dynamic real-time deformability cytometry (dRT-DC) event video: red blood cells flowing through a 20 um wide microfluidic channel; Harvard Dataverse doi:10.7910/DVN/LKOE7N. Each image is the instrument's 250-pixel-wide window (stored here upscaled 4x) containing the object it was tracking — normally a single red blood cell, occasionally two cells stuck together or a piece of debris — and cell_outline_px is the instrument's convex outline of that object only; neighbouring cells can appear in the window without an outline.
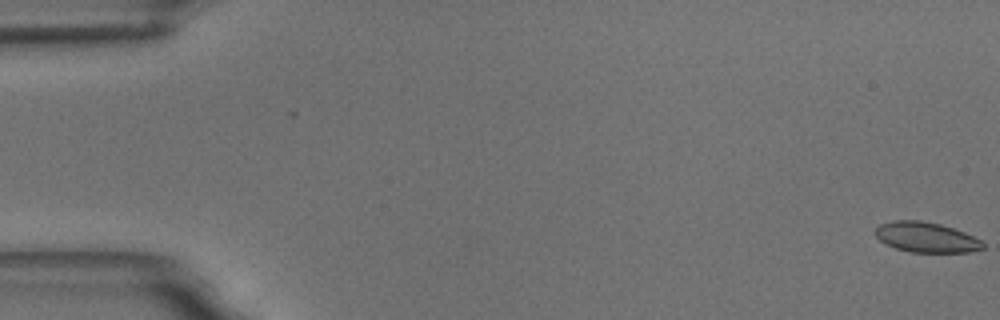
{"species": "common noctule bat (a hibernating species)", "species_latin": "Nyctalus noctula", "temperature_condition": "room temperature", "stored_images_in_passage": 29, "camera_frame_rate_fps": 3000, "um_per_image_px": 0.085, "animal": {"sex": "male", "body_mass_g": 18.8}, "frame": {"image": 1, "passage_image": 1, "time_ms": 0.0, "image_size_px": [1000, 320], "cell_outline_px": [[984, 248], [972, 252], [912, 252], [896, 248], [884, 244], [876, 236], [876, 228], [880, 224], [892, 220], [920, 220], [940, 224], [964, 232], [980, 240], [984, 244]], "centroid_in_image_um": [78.71, 20.17], "position_along_channel_um": 6.3, "area_um2": 18.84}}
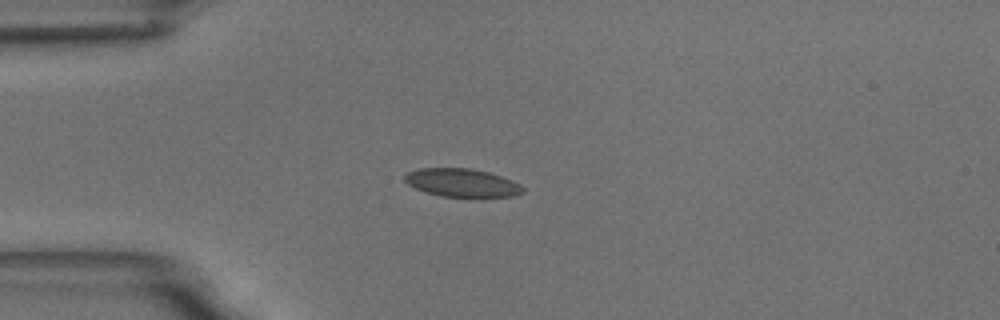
{"frame": {"image": 2, "passage_image": 16, "time_ms": 5.0, "image_size_px": [1000, 320], "cell_outline_px": [[524, 192], [516, 196], [476, 200], [440, 196], [416, 188], [408, 184], [404, 180], [404, 176], [408, 172], [420, 168], [472, 168], [488, 172], [512, 180], [520, 184], [524, 188]], "centroid_in_image_um": [39.35, 15.59], "position_along_channel_um": 45.6, "area_um2": 20.29}}
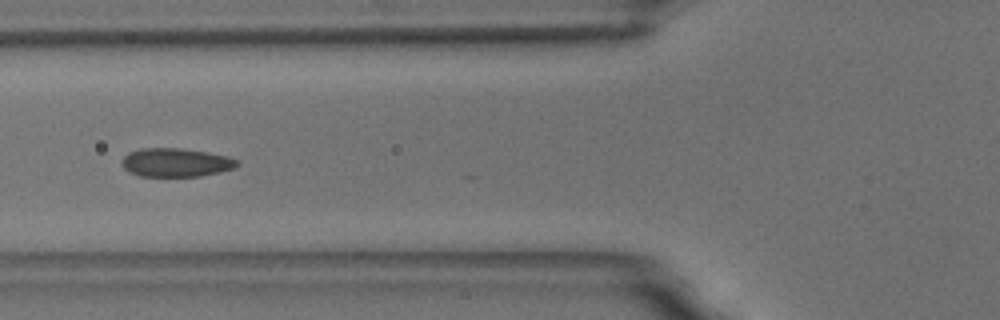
{"frame": {"image": 3, "passage_image": 23, "time_ms": 7.333, "image_size_px": [1000, 320], "cell_outline_px": [[240, 164], [236, 168], [220, 172], [200, 176], [140, 176], [128, 172], [120, 164], [120, 160], [128, 152], [140, 148], [180, 148], [208, 152], [228, 156], [240, 160]], "centroid_in_image_um": [14.95, 13.81], "position_along_channel_um": 110.8, "area_um2": 19.59}}